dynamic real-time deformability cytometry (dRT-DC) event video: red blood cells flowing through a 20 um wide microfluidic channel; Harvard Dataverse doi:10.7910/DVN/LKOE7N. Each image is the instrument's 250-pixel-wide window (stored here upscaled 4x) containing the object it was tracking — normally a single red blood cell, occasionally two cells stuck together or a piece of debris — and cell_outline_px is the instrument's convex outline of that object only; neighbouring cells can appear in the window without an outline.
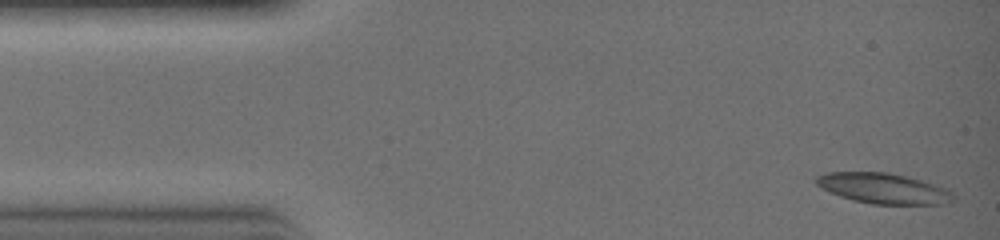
{"species": "common noctule bat (a hibernating species)", "species_latin": "Nyctalus noctula", "temperature_condition": "warm", "stored_images_in_passage": 3, "camera_frame_rate_fps": 3000, "um_per_image_px": 0.085, "animal": {"sex": "female", "body_mass_g": 19.0, "forearm_length_mm": 51.5}, "frame": {"image": 1, "passage_image": 1, "time_ms": 0.0, "image_size_px": [1000, 240], "cell_outline_px": [[956, 200], [940, 204], [872, 204], [852, 200], [840, 196], [820, 188], [816, 184], [816, 176], [824, 172], [888, 172], [908, 176], [948, 188], [952, 192]], "centroid_in_image_um": [75.1, 16.01], "position_along_channel_um": 9.9, "area_um2": 24.57}}